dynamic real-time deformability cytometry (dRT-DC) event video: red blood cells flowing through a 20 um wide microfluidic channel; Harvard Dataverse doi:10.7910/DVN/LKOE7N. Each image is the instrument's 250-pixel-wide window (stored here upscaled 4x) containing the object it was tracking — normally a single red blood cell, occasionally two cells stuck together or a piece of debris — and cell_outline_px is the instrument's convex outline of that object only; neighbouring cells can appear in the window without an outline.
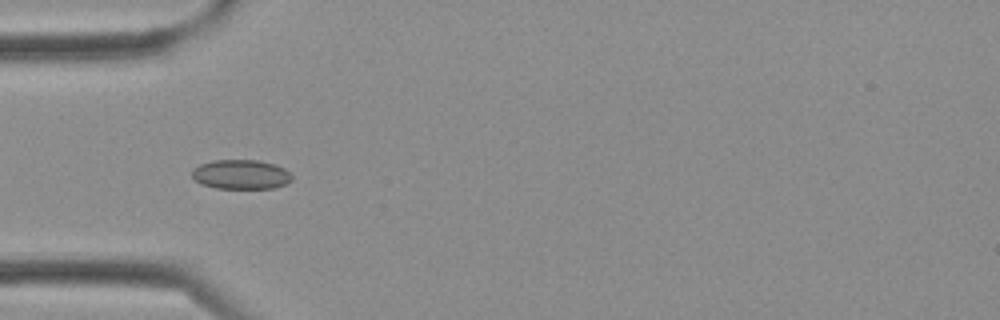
{"species": "Egyptian fruit bat (a non-hibernating species)", "species_latin": "Rousettus aegyptiacus", "temperature_condition": "cold", "stored_images_in_passage": 3, "camera_frame_rate_fps": 3000, "um_per_image_px": 0.085, "frame": {"image": 1, "passage_image": 3, "time_ms": 0.667, "image_size_px": [1000, 320], "cell_outline_px": [[292, 180], [284, 184], [272, 188], [216, 188], [200, 184], [192, 176], [192, 168], [200, 164], [212, 160], [256, 160], [276, 164], [284, 168], [292, 176]], "centroid_in_image_um": [20.45, 14.82], "position_along_channel_um": 64.5, "area_um2": 17.17}}